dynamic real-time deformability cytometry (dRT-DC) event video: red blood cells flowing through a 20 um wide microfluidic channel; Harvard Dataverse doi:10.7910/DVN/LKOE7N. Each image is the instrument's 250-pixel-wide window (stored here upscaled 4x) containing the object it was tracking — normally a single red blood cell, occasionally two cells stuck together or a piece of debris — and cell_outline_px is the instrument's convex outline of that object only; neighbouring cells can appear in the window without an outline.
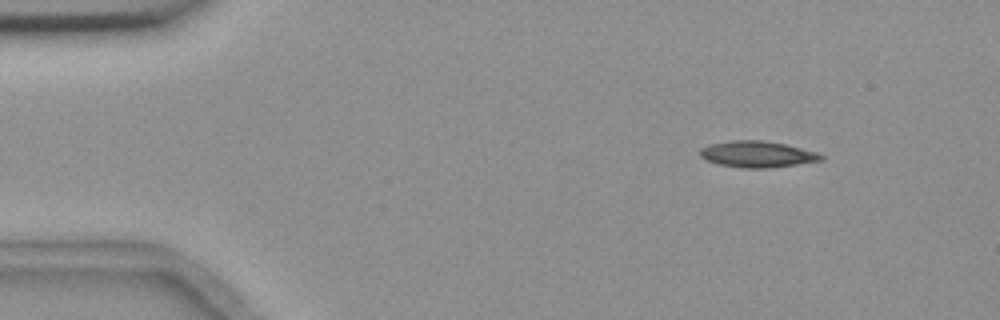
{"species": "common noctule bat (a hibernating species)", "species_latin": "Nyctalus noctula", "temperature_condition": "room temperature", "stored_images_in_passage": 9, "camera_frame_rate_fps": 3000, "um_per_image_px": 0.085, "animal": {"sex": "female", "body_mass_g": 18.4}, "frame": {"image": 1, "passage_image": 2, "time_ms": 1.0, "image_size_px": [1000, 320], "cell_outline_px": [[824, 160], [768, 168], [740, 168], [720, 164], [708, 160], [700, 156], [700, 148], [708, 144], [728, 140], [760, 140], [784, 144], [816, 152], [824, 156]], "centroid_in_image_um": [64.34, 13.1], "position_along_channel_um": 20.7, "area_um2": 18.44}}
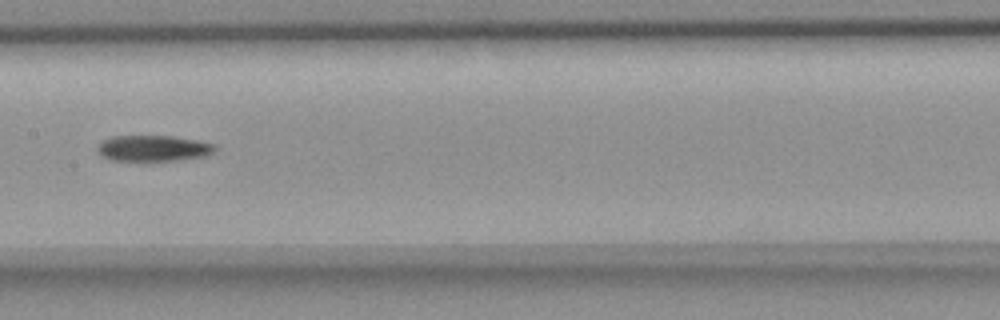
{"frame": {"image": 2, "passage_image": 8, "time_ms": 8.0, "image_size_px": [1000, 320], "cell_outline_px": [[220, 148], [208, 156], [176, 160], [112, 160], [100, 156], [96, 148], [104, 140], [112, 136], [172, 136], [196, 140], [216, 144]], "centroid_in_image_um": [13.09, 12.6], "position_along_channel_um": 194.3, "area_um2": 17.86}}
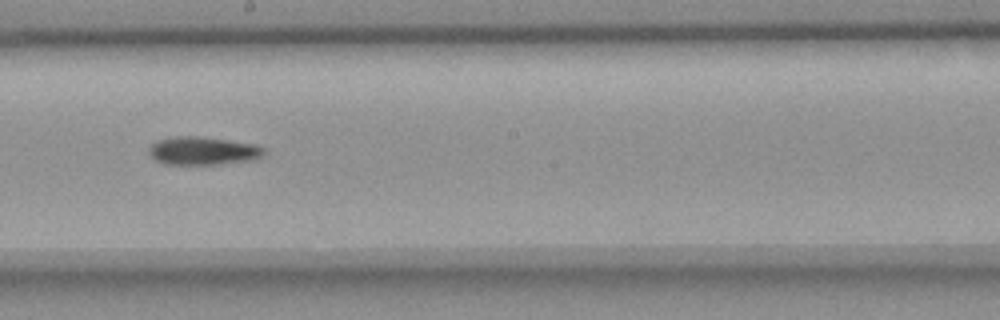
{"frame": {"image": 3, "passage_image": 9, "time_ms": 9.0, "image_size_px": [1000, 320], "cell_outline_px": [[268, 152], [256, 160], [216, 164], [164, 164], [156, 160], [148, 152], [148, 148], [156, 140], [176, 136], [196, 136], [228, 140], [256, 144], [268, 148]], "centroid_in_image_um": [17.32, 12.82], "position_along_channel_um": 230.9, "area_um2": 19.13}}